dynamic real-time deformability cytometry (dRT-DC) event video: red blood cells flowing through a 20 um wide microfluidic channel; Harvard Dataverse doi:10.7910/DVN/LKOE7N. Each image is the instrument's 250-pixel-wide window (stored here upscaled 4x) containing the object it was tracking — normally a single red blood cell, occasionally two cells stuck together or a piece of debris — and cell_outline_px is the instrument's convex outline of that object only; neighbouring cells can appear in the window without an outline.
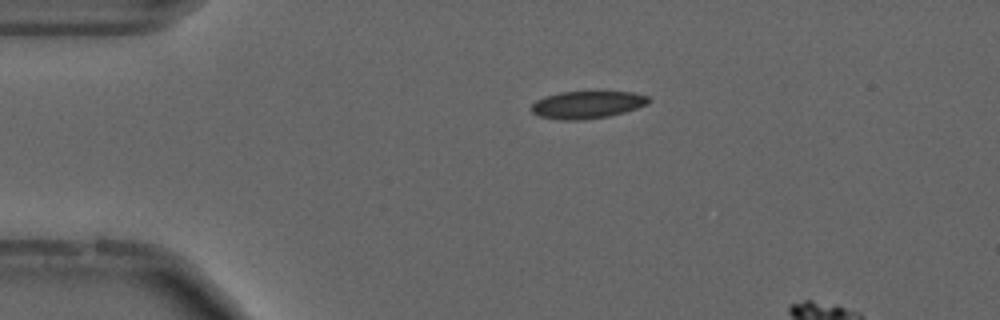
{"species": "common noctule bat (a hibernating species)", "species_latin": "Nyctalus noctula", "temperature_condition": "cold", "stored_images_in_passage": 13, "camera_frame_rate_fps": 3000, "um_per_image_px": 0.085, "animal": {"sex": "male", "forearm_length_mm": 52.5}, "frame": {"image": 1, "passage_image": 8, "time_ms": 2.333, "image_size_px": [1000, 320], "cell_outline_px": [[652, 100], [648, 104], [624, 112], [608, 116], [580, 120], [560, 120], [540, 116], [532, 112], [532, 104], [536, 100], [544, 96], [560, 92], [632, 92], [648, 96]], "centroid_in_image_um": [49.92, 8.9], "position_along_channel_um": 35.1, "area_um2": 18.67}}